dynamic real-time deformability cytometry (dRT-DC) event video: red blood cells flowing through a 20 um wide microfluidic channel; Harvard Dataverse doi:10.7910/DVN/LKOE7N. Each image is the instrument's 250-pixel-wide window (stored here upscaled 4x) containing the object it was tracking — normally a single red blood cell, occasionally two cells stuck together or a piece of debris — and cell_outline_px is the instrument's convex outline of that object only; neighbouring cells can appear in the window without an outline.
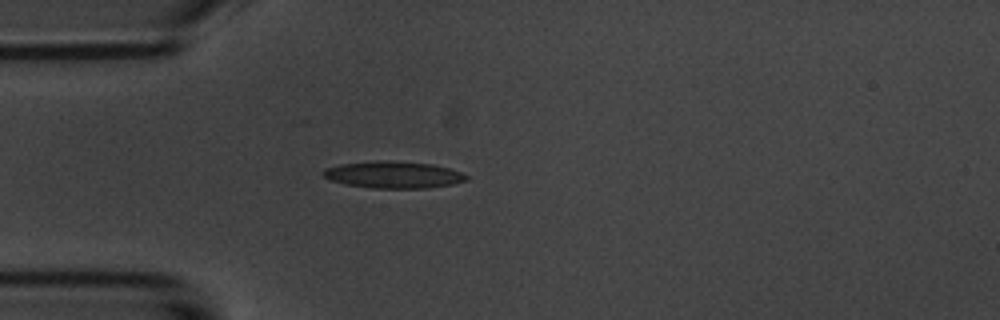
{"species": "common noctule bat (a hibernating species)", "species_latin": "Nyctalus noctula", "temperature_condition": "room temperature", "stored_images_in_passage": 1, "camera_frame_rate_fps": 3000, "um_per_image_px": 0.085, "animal": {"sex": "male", "body_mass_g": 20.1, "forearm_length_mm": 53.5}, "frame": {"image": 1, "passage_image": 1, "time_ms": 0.0, "image_size_px": [1000, 320], "cell_outline_px": [[468, 180], [452, 184], [428, 188], [372, 188], [344, 184], [332, 180], [324, 176], [320, 172], [324, 168], [340, 164], [376, 160], [392, 160], [432, 164], [448, 168], [460, 172], [468, 176]], "centroid_in_image_um": [33.41, 14.84], "position_along_channel_um": 51.6, "area_um2": 22.54}}